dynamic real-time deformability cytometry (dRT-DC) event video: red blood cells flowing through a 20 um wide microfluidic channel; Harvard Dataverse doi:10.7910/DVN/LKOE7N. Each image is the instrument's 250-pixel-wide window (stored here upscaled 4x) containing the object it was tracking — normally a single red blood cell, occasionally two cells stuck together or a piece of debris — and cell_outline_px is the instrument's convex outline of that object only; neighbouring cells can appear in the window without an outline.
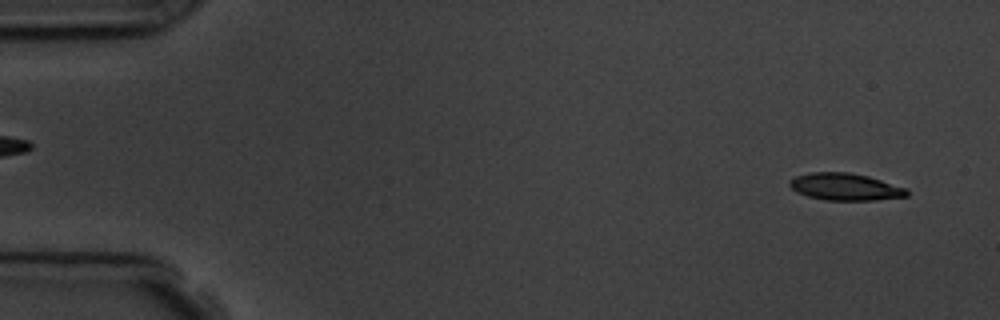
{"species": "common noctule bat (a hibernating species)", "species_latin": "Nyctalus noctula", "temperature_condition": "room temperature", "stored_images_in_passage": 5, "segment_of_instrument_passage": [2, 2], "camera_frame_rate_fps": 3000, "um_per_image_px": 0.085, "animal": {"sex": "male", "body_mass_g": 19.5, "forearm_length_mm": 54.6}, "frame": {"image": 1, "passage_image": 5, "time_ms": 5.333, "image_size_px": [1000, 320], "cell_outline_px": [[908, 196], [876, 200], [824, 200], [808, 196], [796, 192], [788, 184], [788, 180], [796, 176], [812, 172], [848, 172], [868, 176], [908, 188]], "centroid_in_image_um": [71.84, 15.88], "position_along_channel_um": 13.2, "area_um2": 18.61}}